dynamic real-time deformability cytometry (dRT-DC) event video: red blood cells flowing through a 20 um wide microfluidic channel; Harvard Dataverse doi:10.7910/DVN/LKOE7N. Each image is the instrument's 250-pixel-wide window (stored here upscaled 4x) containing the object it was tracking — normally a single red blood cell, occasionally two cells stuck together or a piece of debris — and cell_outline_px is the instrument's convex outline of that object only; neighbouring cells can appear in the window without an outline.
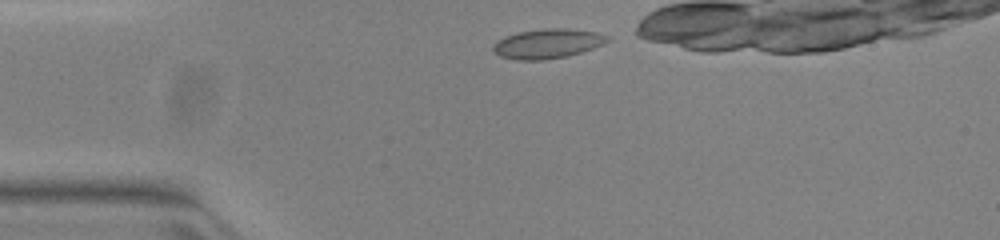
{"species": "common noctule bat (a hibernating species)", "species_latin": "Nyctalus noctula", "temperature_condition": "warm", "stored_images_in_passage": 31, "camera_frame_rate_fps": 3000, "um_per_image_px": 0.085, "animal": {"sex": "female", "body_mass_g": 23.0, "forearm_length_mm": 53.4}, "frame": {"image": 1, "passage_image": 1, "time_ms": 0.0, "image_size_px": [1000, 240], "cell_outline_px": [[612, 36], [604, 44], [568, 56], [544, 60], [516, 60], [500, 56], [492, 48], [492, 44], [496, 40], [504, 36], [516, 32], [544, 28], [568, 28], [600, 32]], "centroid_in_image_um": [46.55, 3.69], "position_along_channel_um": 38.5, "area_um2": 20.06}}
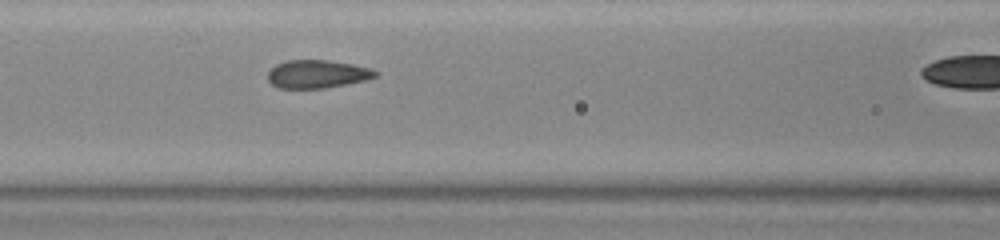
{"frame": {"image": 2, "passage_image": 11, "time_ms": 3.333, "image_size_px": [1000, 240], "cell_outline_px": [[380, 72], [376, 76], [368, 80], [348, 84], [324, 88], [280, 88], [272, 84], [268, 80], [268, 72], [276, 64], [288, 60], [328, 60], [352, 64], [372, 68]], "centroid_in_image_um": [27.01, 6.29], "position_along_channel_um": 139.6, "area_um2": 17.74}}
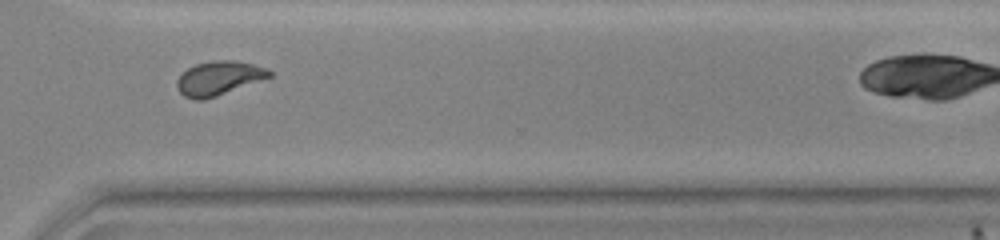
{"frame": {"image": 3, "passage_image": 27, "time_ms": 8.667, "image_size_px": [1000, 240], "cell_outline_px": [[272, 76], [216, 96], [204, 100], [196, 100], [184, 96], [176, 88], [176, 80], [188, 68], [196, 64], [212, 60], [236, 60], [268, 68], [272, 72]], "centroid_in_image_um": [18.59, 6.64], "position_along_channel_um": 352.0, "area_um2": 18.26}}